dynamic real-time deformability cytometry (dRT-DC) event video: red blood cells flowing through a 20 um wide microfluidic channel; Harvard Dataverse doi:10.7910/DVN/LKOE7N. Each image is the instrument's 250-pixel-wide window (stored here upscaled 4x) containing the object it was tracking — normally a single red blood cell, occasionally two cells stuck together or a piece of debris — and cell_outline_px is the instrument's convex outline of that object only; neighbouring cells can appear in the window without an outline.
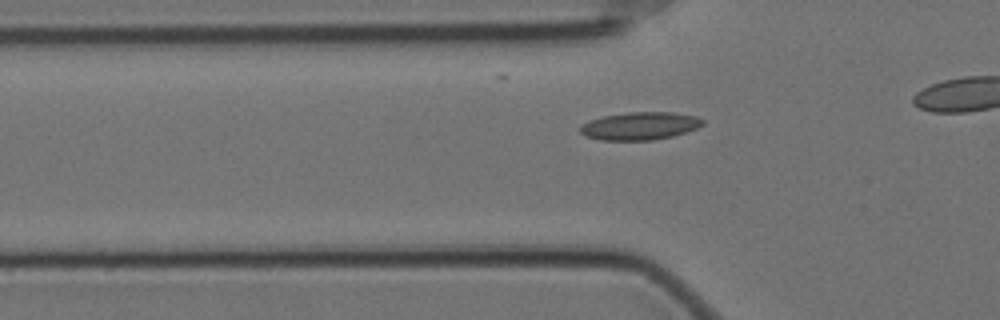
{"species": "Egyptian fruit bat (a non-hibernating species)", "species_latin": "Rousettus aegyptiacus", "temperature_condition": "cold", "stored_images_in_passage": 17, "camera_frame_rate_fps": 3000, "um_per_image_px": 0.085, "animal": {"sex": "female"}, "frame": {"image": 1, "passage_image": 8, "time_ms": 2.333, "image_size_px": [1000, 320], "cell_outline_px": [[704, 124], [696, 128], [672, 136], [652, 140], [600, 140], [588, 136], [580, 132], [580, 124], [588, 120], [604, 116], [628, 112], [672, 112], [696, 116], [704, 120]], "centroid_in_image_um": [54.37, 10.7], "position_along_channel_um": 71.4, "area_um2": 19.77}}
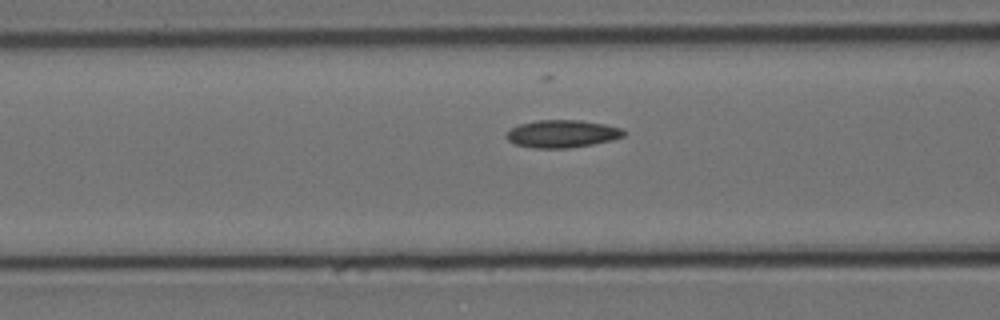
{"frame": {"image": 2, "passage_image": 12, "time_ms": 3.667, "image_size_px": [1000, 320], "cell_outline_px": [[624, 136], [612, 140], [592, 144], [568, 148], [532, 148], [516, 144], [508, 140], [504, 136], [512, 128], [520, 124], [536, 120], [580, 120], [604, 124], [620, 128], [624, 132]], "centroid_in_image_um": [47.76, 11.37], "position_along_channel_um": 118.8, "area_um2": 18.73}}
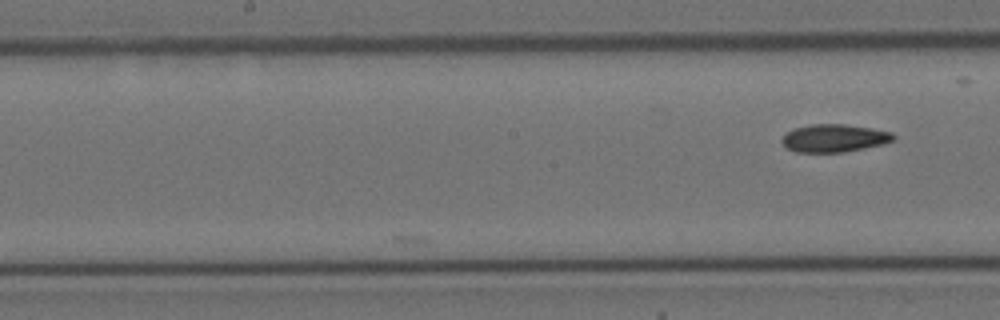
{"frame": {"image": 3, "passage_image": 17, "time_ms": 5.333, "image_size_px": [1000, 320], "cell_outline_px": [[896, 136], [892, 140], [880, 144], [864, 148], [844, 152], [796, 152], [788, 148], [780, 140], [792, 128], [812, 124], [844, 124], [872, 128], [892, 132]], "centroid_in_image_um": [70.89, 11.73], "position_along_channel_um": 177.3, "area_um2": 17.92}}